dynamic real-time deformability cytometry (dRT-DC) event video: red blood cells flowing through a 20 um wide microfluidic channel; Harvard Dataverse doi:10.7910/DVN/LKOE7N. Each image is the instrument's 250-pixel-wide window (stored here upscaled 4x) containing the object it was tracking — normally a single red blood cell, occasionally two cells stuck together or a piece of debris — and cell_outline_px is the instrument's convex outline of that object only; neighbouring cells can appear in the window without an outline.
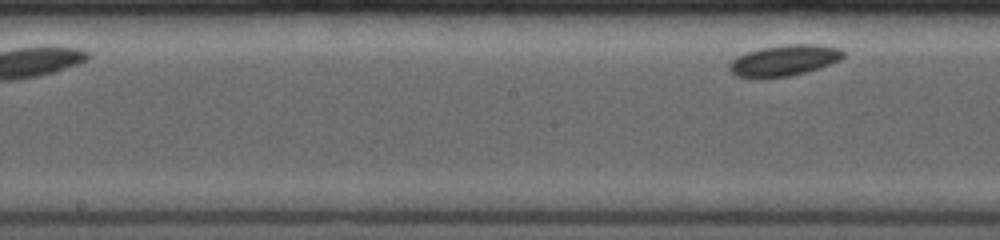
{"species": "common noctule bat (a hibernating species)", "species_latin": "Nyctalus noctula", "temperature_condition": "room temperature", "stored_images_in_passage": 6, "segment_of_instrument_passage": [2, 2], "camera_frame_rate_fps": 4000, "um_per_image_px": 0.085, "animal": {"sex": "female", "body_mass_g": 19.0, "forearm_length_mm": 53.3}, "frame": {"image": 1, "passage_image": 6, "time_ms": 4.75, "image_size_px": [1000, 240], "cell_outline_px": [[844, 56], [840, 60], [832, 64], [804, 72], [788, 76], [736, 76], [728, 68], [728, 64], [732, 60], [748, 52], [760, 48], [784, 44], [820, 44], [840, 48], [844, 52]], "centroid_in_image_um": [66.72, 5.1], "position_along_channel_um": 181.5, "area_um2": 20.17}}